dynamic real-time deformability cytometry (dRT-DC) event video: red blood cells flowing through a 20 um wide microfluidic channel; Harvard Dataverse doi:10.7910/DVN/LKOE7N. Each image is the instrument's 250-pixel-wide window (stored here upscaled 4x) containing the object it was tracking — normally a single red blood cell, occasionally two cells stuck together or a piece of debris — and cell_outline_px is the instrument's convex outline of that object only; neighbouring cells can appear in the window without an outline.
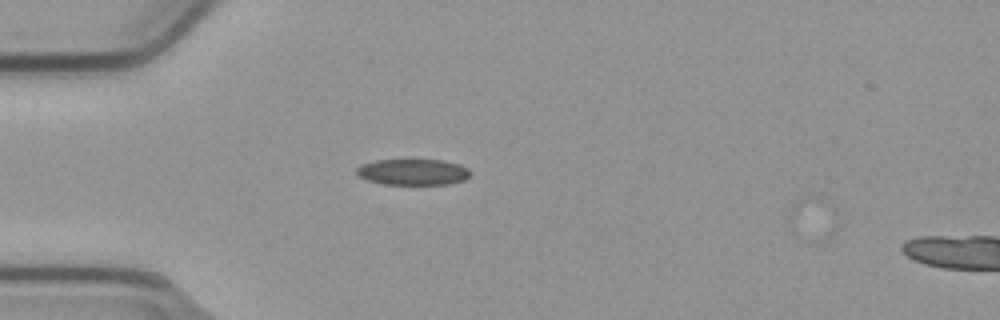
{"species": "common noctule bat (a hibernating species)", "species_latin": "Nyctalus noctula", "temperature_condition": "cold", "stored_images_in_passage": 2, "camera_frame_rate_fps": 3000, "um_per_image_px": 0.085, "animal": {"sex": "male", "body_mass_g": 23.1, "forearm_length_mm": 52.7}, "frame": {"image": 1, "passage_image": 1, "time_ms": 0.0, "image_size_px": [1000, 320], "cell_outline_px": [[472, 172], [464, 180], [448, 184], [384, 184], [368, 180], [356, 176], [356, 168], [360, 164], [376, 160], [444, 160], [460, 164], [468, 168]], "centroid_in_image_um": [35.09, 14.61], "position_along_channel_um": 49.9, "area_um2": 17.4}}